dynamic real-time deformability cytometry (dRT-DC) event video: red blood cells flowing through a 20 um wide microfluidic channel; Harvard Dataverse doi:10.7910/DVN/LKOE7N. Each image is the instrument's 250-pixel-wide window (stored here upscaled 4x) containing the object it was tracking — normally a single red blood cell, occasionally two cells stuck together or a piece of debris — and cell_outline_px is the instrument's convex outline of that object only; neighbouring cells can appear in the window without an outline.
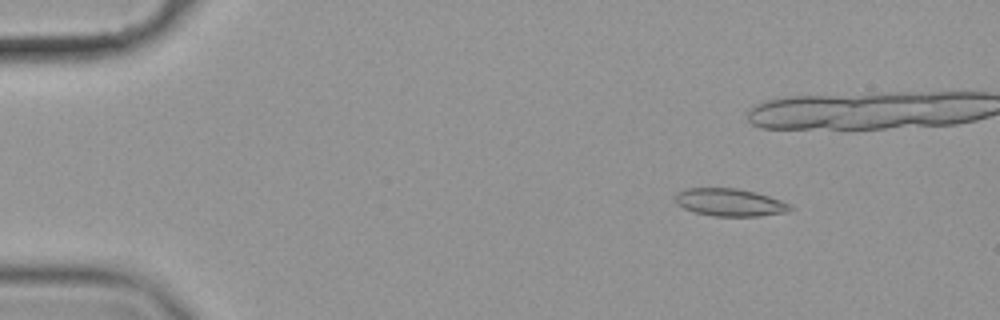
{"species": "common noctule bat (a hibernating species)", "species_latin": "Nyctalus noctula", "temperature_condition": "cold", "stored_images_in_passage": 53, "camera_frame_rate_fps": 3000, "um_per_image_px": 0.085, "animal": {"sex": "female", "body_mass_g": 19.9}, "frame": {"image": 1, "passage_image": 3, "time_ms": 0.667, "image_size_px": [1000, 320], "cell_outline_px": [[792, 208], [788, 212], [760, 216], [716, 216], [696, 212], [684, 208], [676, 204], [672, 196], [676, 192], [688, 188], [736, 188], [756, 192], [780, 200], [788, 204]], "centroid_in_image_um": [61.98, 17.19], "position_along_channel_um": 23.0, "area_um2": 18.5}}
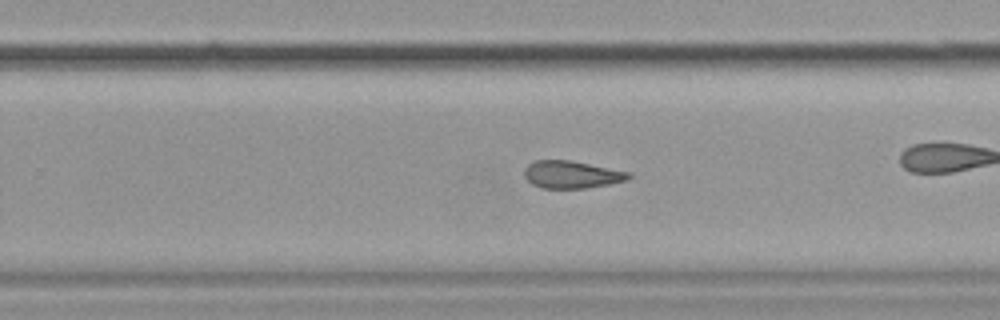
{"frame": {"image": 2, "passage_image": 32, "time_ms": 10.333, "image_size_px": [1000, 320], "cell_outline_px": [[632, 176], [628, 180], [608, 184], [584, 188], [540, 188], [532, 184], [524, 176], [524, 168], [528, 164], [536, 160], [568, 160], [632, 172]], "centroid_in_image_um": [48.59, 14.83], "position_along_channel_um": 281.2, "area_um2": 16.7}}
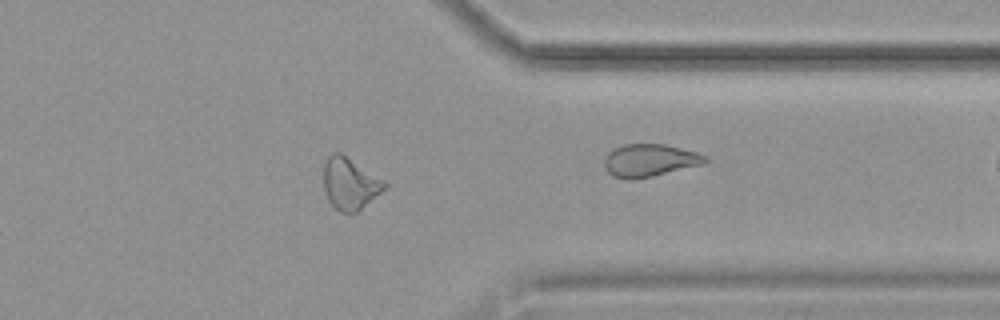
{"frame": {"image": 3, "passage_image": 41, "time_ms": 13.333, "image_size_px": [1000, 320], "cell_outline_px": [[388, 184], [380, 192], [352, 216], [340, 212], [328, 200], [324, 188], [324, 164], [328, 156], [332, 152], [340, 152], [384, 180]], "centroid_in_image_um": [29.72, 15.62], "position_along_channel_um": 381.7, "area_um2": 18.26}, "authors_computed_cell_mechanics": {"area_um2": 18.0914, "velocity_mm_per_s": 3.5548, "shape_relaxation_time_tau1_ms": null, "shape_relaxation_time_tau2_ms": 5.2708, "deformation_change_tau1": null, "deformation_change_tau2": 0.1239}}